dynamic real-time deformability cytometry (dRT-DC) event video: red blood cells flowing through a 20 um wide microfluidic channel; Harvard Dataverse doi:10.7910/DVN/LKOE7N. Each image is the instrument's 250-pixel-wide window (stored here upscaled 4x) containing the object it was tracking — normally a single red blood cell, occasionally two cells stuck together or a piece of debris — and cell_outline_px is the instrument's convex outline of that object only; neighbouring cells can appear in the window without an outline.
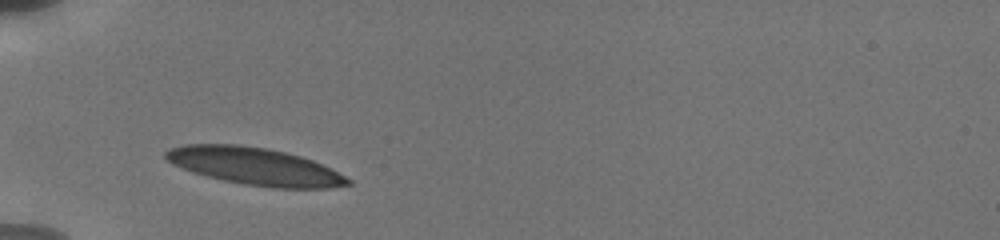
{"species": "human", "species_latin": "Homo sapiens", "temperature_condition": "cold", "stored_images_in_passage": 6, "camera_frame_rate_fps": 3000, "um_per_image_px": 0.085, "donor": {"sex": "male"}, "frame": {"image": 1, "passage_image": 1, "time_ms": 0.0, "image_size_px": [1000, 240], "cell_outline_px": [[352, 184], [328, 188], [272, 188], [244, 184], [224, 180], [192, 172], [172, 164], [164, 156], [164, 152], [168, 148], [184, 144], [236, 144], [268, 148], [300, 156], [312, 160], [352, 180]], "centroid_in_image_um": [21.62, 14.13], "position_along_channel_um": 63.4, "area_um2": 39.42}}
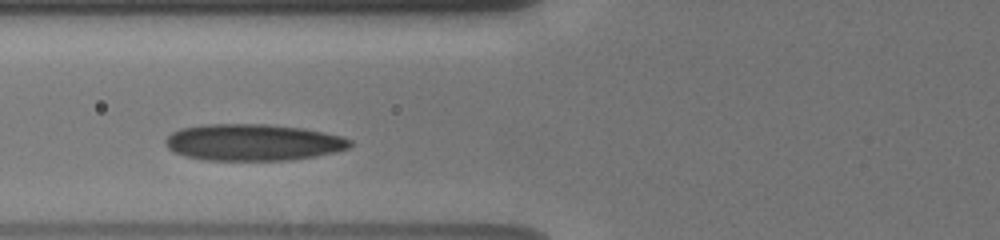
{"frame": {"image": 2, "passage_image": 3, "time_ms": 1.333, "image_size_px": [1000, 240], "cell_outline_px": [[352, 144], [348, 148], [336, 152], [316, 156], [288, 160], [204, 160], [184, 156], [168, 148], [164, 144], [164, 140], [172, 132], [180, 128], [208, 124], [264, 124], [304, 128], [324, 132], [340, 136], [352, 140]], "centroid_in_image_um": [21.5, 12.1], "position_along_channel_um": 104.3, "area_um2": 39.48}}
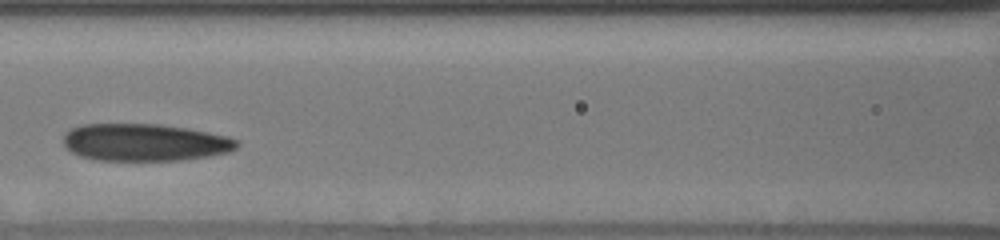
{"frame": {"image": 3, "passage_image": 5, "time_ms": 2.667, "image_size_px": [1000, 240], "cell_outline_px": [[240, 144], [236, 148], [228, 152], [208, 156], [180, 160], [96, 160], [80, 156], [72, 152], [64, 144], [64, 136], [72, 128], [84, 124], [160, 124], [188, 128], [228, 136], [240, 140]], "centroid_in_image_um": [12.35, 12.1], "position_along_channel_um": 154.3, "area_um2": 37.69}}